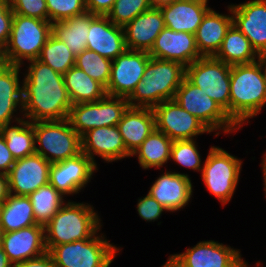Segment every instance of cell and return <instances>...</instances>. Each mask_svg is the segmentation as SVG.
I'll use <instances>...</instances> for the list:
<instances>
[{"label":"cell","mask_w":266,"mask_h":267,"mask_svg":"<svg viewBox=\"0 0 266 267\" xmlns=\"http://www.w3.org/2000/svg\"><path fill=\"white\" fill-rule=\"evenodd\" d=\"M197 139L192 140H174L171 147L170 161L188 168L194 172H202L204 161L201 160V154L198 151Z\"/></svg>","instance_id":"8d00e7d4"},{"label":"cell","mask_w":266,"mask_h":267,"mask_svg":"<svg viewBox=\"0 0 266 267\" xmlns=\"http://www.w3.org/2000/svg\"><path fill=\"white\" fill-rule=\"evenodd\" d=\"M171 267H249L240 249L215 240H204L182 253L171 254Z\"/></svg>","instance_id":"7c38bea8"},{"label":"cell","mask_w":266,"mask_h":267,"mask_svg":"<svg viewBox=\"0 0 266 267\" xmlns=\"http://www.w3.org/2000/svg\"><path fill=\"white\" fill-rule=\"evenodd\" d=\"M231 65L214 56H201L186 66V78L217 102L230 118Z\"/></svg>","instance_id":"30bf717a"},{"label":"cell","mask_w":266,"mask_h":267,"mask_svg":"<svg viewBox=\"0 0 266 267\" xmlns=\"http://www.w3.org/2000/svg\"><path fill=\"white\" fill-rule=\"evenodd\" d=\"M261 168H262V173H263V185H264V192H265V198H266V157H263V159H261Z\"/></svg>","instance_id":"f907efd6"},{"label":"cell","mask_w":266,"mask_h":267,"mask_svg":"<svg viewBox=\"0 0 266 267\" xmlns=\"http://www.w3.org/2000/svg\"><path fill=\"white\" fill-rule=\"evenodd\" d=\"M165 172V173H164ZM149 188L148 194L168 212H177L189 204L193 196L192 180L186 173L164 171Z\"/></svg>","instance_id":"e0dca14e"},{"label":"cell","mask_w":266,"mask_h":267,"mask_svg":"<svg viewBox=\"0 0 266 267\" xmlns=\"http://www.w3.org/2000/svg\"><path fill=\"white\" fill-rule=\"evenodd\" d=\"M3 230H2V228H1V226H0V247H1V243H2V238H3Z\"/></svg>","instance_id":"f5cc1de1"},{"label":"cell","mask_w":266,"mask_h":267,"mask_svg":"<svg viewBox=\"0 0 266 267\" xmlns=\"http://www.w3.org/2000/svg\"><path fill=\"white\" fill-rule=\"evenodd\" d=\"M14 163L15 159L7 148L6 142L0 133V173L7 174Z\"/></svg>","instance_id":"ee69618b"},{"label":"cell","mask_w":266,"mask_h":267,"mask_svg":"<svg viewBox=\"0 0 266 267\" xmlns=\"http://www.w3.org/2000/svg\"><path fill=\"white\" fill-rule=\"evenodd\" d=\"M14 267H56L51 254L47 251L43 255L25 260Z\"/></svg>","instance_id":"f6af8a7d"},{"label":"cell","mask_w":266,"mask_h":267,"mask_svg":"<svg viewBox=\"0 0 266 267\" xmlns=\"http://www.w3.org/2000/svg\"><path fill=\"white\" fill-rule=\"evenodd\" d=\"M148 53L150 57L177 61L185 67L202 56L198 51L194 34L173 31L168 27L160 32Z\"/></svg>","instance_id":"ffe728a7"},{"label":"cell","mask_w":266,"mask_h":267,"mask_svg":"<svg viewBox=\"0 0 266 267\" xmlns=\"http://www.w3.org/2000/svg\"><path fill=\"white\" fill-rule=\"evenodd\" d=\"M6 60H5V57H4V50L2 48H0V69L6 65Z\"/></svg>","instance_id":"816d5d0a"},{"label":"cell","mask_w":266,"mask_h":267,"mask_svg":"<svg viewBox=\"0 0 266 267\" xmlns=\"http://www.w3.org/2000/svg\"><path fill=\"white\" fill-rule=\"evenodd\" d=\"M28 197L32 203L36 223L43 226H45L67 202L65 196L57 191L51 184L39 187Z\"/></svg>","instance_id":"836d02e7"},{"label":"cell","mask_w":266,"mask_h":267,"mask_svg":"<svg viewBox=\"0 0 266 267\" xmlns=\"http://www.w3.org/2000/svg\"><path fill=\"white\" fill-rule=\"evenodd\" d=\"M49 163L40 154H32L15 160L7 173L11 194L29 196L39 187L49 184Z\"/></svg>","instance_id":"2e32d148"},{"label":"cell","mask_w":266,"mask_h":267,"mask_svg":"<svg viewBox=\"0 0 266 267\" xmlns=\"http://www.w3.org/2000/svg\"><path fill=\"white\" fill-rule=\"evenodd\" d=\"M129 107L127 98L106 95L96 102L72 105L68 120L82 137L93 128L117 126Z\"/></svg>","instance_id":"8fae6325"},{"label":"cell","mask_w":266,"mask_h":267,"mask_svg":"<svg viewBox=\"0 0 266 267\" xmlns=\"http://www.w3.org/2000/svg\"><path fill=\"white\" fill-rule=\"evenodd\" d=\"M48 21L52 24L87 11L86 0H46Z\"/></svg>","instance_id":"f35d334b"},{"label":"cell","mask_w":266,"mask_h":267,"mask_svg":"<svg viewBox=\"0 0 266 267\" xmlns=\"http://www.w3.org/2000/svg\"><path fill=\"white\" fill-rule=\"evenodd\" d=\"M23 73V114L29 122L67 119L72 103L63 74L36 59Z\"/></svg>","instance_id":"6da1fadb"},{"label":"cell","mask_w":266,"mask_h":267,"mask_svg":"<svg viewBox=\"0 0 266 267\" xmlns=\"http://www.w3.org/2000/svg\"><path fill=\"white\" fill-rule=\"evenodd\" d=\"M14 14L48 21L46 0H9Z\"/></svg>","instance_id":"ab89813d"},{"label":"cell","mask_w":266,"mask_h":267,"mask_svg":"<svg viewBox=\"0 0 266 267\" xmlns=\"http://www.w3.org/2000/svg\"><path fill=\"white\" fill-rule=\"evenodd\" d=\"M34 135L36 153L51 164L81 153V137L68 118L34 122Z\"/></svg>","instance_id":"ba28073f"},{"label":"cell","mask_w":266,"mask_h":267,"mask_svg":"<svg viewBox=\"0 0 266 267\" xmlns=\"http://www.w3.org/2000/svg\"><path fill=\"white\" fill-rule=\"evenodd\" d=\"M13 16L9 0H0V48L3 50L9 40Z\"/></svg>","instance_id":"b9f144b4"},{"label":"cell","mask_w":266,"mask_h":267,"mask_svg":"<svg viewBox=\"0 0 266 267\" xmlns=\"http://www.w3.org/2000/svg\"><path fill=\"white\" fill-rule=\"evenodd\" d=\"M256 267H264V266H262V262L260 263V261H257L256 262ZM266 267V266H265Z\"/></svg>","instance_id":"db71d44e"},{"label":"cell","mask_w":266,"mask_h":267,"mask_svg":"<svg viewBox=\"0 0 266 267\" xmlns=\"http://www.w3.org/2000/svg\"><path fill=\"white\" fill-rule=\"evenodd\" d=\"M150 55L147 51L126 50L112 61L106 94L128 98L142 80Z\"/></svg>","instance_id":"5bb4252c"},{"label":"cell","mask_w":266,"mask_h":267,"mask_svg":"<svg viewBox=\"0 0 266 267\" xmlns=\"http://www.w3.org/2000/svg\"><path fill=\"white\" fill-rule=\"evenodd\" d=\"M101 221L93 205L68 200L44 226L47 251L57 245L90 239L101 229Z\"/></svg>","instance_id":"277c9868"},{"label":"cell","mask_w":266,"mask_h":267,"mask_svg":"<svg viewBox=\"0 0 266 267\" xmlns=\"http://www.w3.org/2000/svg\"><path fill=\"white\" fill-rule=\"evenodd\" d=\"M81 152L97 166L95 156L111 163L130 158L117 126L93 128L81 137Z\"/></svg>","instance_id":"d6986e66"},{"label":"cell","mask_w":266,"mask_h":267,"mask_svg":"<svg viewBox=\"0 0 266 267\" xmlns=\"http://www.w3.org/2000/svg\"><path fill=\"white\" fill-rule=\"evenodd\" d=\"M32 203L28 196L11 194L0 205V226L3 232L36 225Z\"/></svg>","instance_id":"1f68e13d"},{"label":"cell","mask_w":266,"mask_h":267,"mask_svg":"<svg viewBox=\"0 0 266 267\" xmlns=\"http://www.w3.org/2000/svg\"><path fill=\"white\" fill-rule=\"evenodd\" d=\"M98 169V166L81 152L73 158L52 163L49 170V184L66 198L74 196L87 187Z\"/></svg>","instance_id":"9a60e30c"},{"label":"cell","mask_w":266,"mask_h":267,"mask_svg":"<svg viewBox=\"0 0 266 267\" xmlns=\"http://www.w3.org/2000/svg\"><path fill=\"white\" fill-rule=\"evenodd\" d=\"M233 25L250 41L258 54L266 53V0L230 4Z\"/></svg>","instance_id":"ac0fdd59"},{"label":"cell","mask_w":266,"mask_h":267,"mask_svg":"<svg viewBox=\"0 0 266 267\" xmlns=\"http://www.w3.org/2000/svg\"><path fill=\"white\" fill-rule=\"evenodd\" d=\"M174 100L188 113L201 120L212 133L215 132V137L222 132L226 135V133L232 134L241 130L217 102L193 85L186 77L177 89Z\"/></svg>","instance_id":"9c48e42d"},{"label":"cell","mask_w":266,"mask_h":267,"mask_svg":"<svg viewBox=\"0 0 266 267\" xmlns=\"http://www.w3.org/2000/svg\"><path fill=\"white\" fill-rule=\"evenodd\" d=\"M17 125L12 123L0 127L7 148L15 160L35 154L34 122L22 118Z\"/></svg>","instance_id":"d6a6232c"},{"label":"cell","mask_w":266,"mask_h":267,"mask_svg":"<svg viewBox=\"0 0 266 267\" xmlns=\"http://www.w3.org/2000/svg\"><path fill=\"white\" fill-rule=\"evenodd\" d=\"M258 55L247 37L232 24L214 57L226 64L236 65L253 63Z\"/></svg>","instance_id":"4dcf8cb0"},{"label":"cell","mask_w":266,"mask_h":267,"mask_svg":"<svg viewBox=\"0 0 266 267\" xmlns=\"http://www.w3.org/2000/svg\"><path fill=\"white\" fill-rule=\"evenodd\" d=\"M230 86V119L241 129L266 107V84L259 63L231 65Z\"/></svg>","instance_id":"7a4b0ae2"},{"label":"cell","mask_w":266,"mask_h":267,"mask_svg":"<svg viewBox=\"0 0 266 267\" xmlns=\"http://www.w3.org/2000/svg\"><path fill=\"white\" fill-rule=\"evenodd\" d=\"M256 61L260 65V69L262 71V75L266 84V53L259 54L258 59Z\"/></svg>","instance_id":"7dc6e473"},{"label":"cell","mask_w":266,"mask_h":267,"mask_svg":"<svg viewBox=\"0 0 266 267\" xmlns=\"http://www.w3.org/2000/svg\"><path fill=\"white\" fill-rule=\"evenodd\" d=\"M116 0H86V9L92 14L108 15Z\"/></svg>","instance_id":"7bdbcfd3"},{"label":"cell","mask_w":266,"mask_h":267,"mask_svg":"<svg viewBox=\"0 0 266 267\" xmlns=\"http://www.w3.org/2000/svg\"><path fill=\"white\" fill-rule=\"evenodd\" d=\"M164 28L160 8L151 7L123 27L127 49L149 52Z\"/></svg>","instance_id":"cb8c5ba5"},{"label":"cell","mask_w":266,"mask_h":267,"mask_svg":"<svg viewBox=\"0 0 266 267\" xmlns=\"http://www.w3.org/2000/svg\"><path fill=\"white\" fill-rule=\"evenodd\" d=\"M87 50L113 61L127 50L123 27L111 22L107 15H96L90 22Z\"/></svg>","instance_id":"7402d4cb"},{"label":"cell","mask_w":266,"mask_h":267,"mask_svg":"<svg viewBox=\"0 0 266 267\" xmlns=\"http://www.w3.org/2000/svg\"><path fill=\"white\" fill-rule=\"evenodd\" d=\"M0 267H14L2 247H0Z\"/></svg>","instance_id":"681fc988"},{"label":"cell","mask_w":266,"mask_h":267,"mask_svg":"<svg viewBox=\"0 0 266 267\" xmlns=\"http://www.w3.org/2000/svg\"><path fill=\"white\" fill-rule=\"evenodd\" d=\"M138 215L145 222H154L161 218L163 212L167 211L156 199L151 197L148 193L146 196L138 198L137 203Z\"/></svg>","instance_id":"60d3db41"},{"label":"cell","mask_w":266,"mask_h":267,"mask_svg":"<svg viewBox=\"0 0 266 267\" xmlns=\"http://www.w3.org/2000/svg\"><path fill=\"white\" fill-rule=\"evenodd\" d=\"M186 76V67L177 61L150 57L142 80L127 98L130 107L154 108L174 99Z\"/></svg>","instance_id":"3957f363"},{"label":"cell","mask_w":266,"mask_h":267,"mask_svg":"<svg viewBox=\"0 0 266 267\" xmlns=\"http://www.w3.org/2000/svg\"><path fill=\"white\" fill-rule=\"evenodd\" d=\"M209 0H178L160 7L165 27L177 32L196 34L206 13Z\"/></svg>","instance_id":"d4e9b609"},{"label":"cell","mask_w":266,"mask_h":267,"mask_svg":"<svg viewBox=\"0 0 266 267\" xmlns=\"http://www.w3.org/2000/svg\"><path fill=\"white\" fill-rule=\"evenodd\" d=\"M172 144L173 140L155 128L131 157L136 156L140 167L144 170L159 169L170 160Z\"/></svg>","instance_id":"f546056e"},{"label":"cell","mask_w":266,"mask_h":267,"mask_svg":"<svg viewBox=\"0 0 266 267\" xmlns=\"http://www.w3.org/2000/svg\"><path fill=\"white\" fill-rule=\"evenodd\" d=\"M101 230L90 239L54 246L49 253L55 266L110 267L122 248L110 243Z\"/></svg>","instance_id":"8992f818"},{"label":"cell","mask_w":266,"mask_h":267,"mask_svg":"<svg viewBox=\"0 0 266 267\" xmlns=\"http://www.w3.org/2000/svg\"><path fill=\"white\" fill-rule=\"evenodd\" d=\"M150 8L148 0H116L107 16L114 24L124 27Z\"/></svg>","instance_id":"74e56055"},{"label":"cell","mask_w":266,"mask_h":267,"mask_svg":"<svg viewBox=\"0 0 266 267\" xmlns=\"http://www.w3.org/2000/svg\"><path fill=\"white\" fill-rule=\"evenodd\" d=\"M51 34V22L14 14L9 40L4 48L6 63L22 67L26 62L38 59Z\"/></svg>","instance_id":"5b68a950"},{"label":"cell","mask_w":266,"mask_h":267,"mask_svg":"<svg viewBox=\"0 0 266 267\" xmlns=\"http://www.w3.org/2000/svg\"><path fill=\"white\" fill-rule=\"evenodd\" d=\"M204 161L201 179L209 193L225 206L238 186L243 161L219 146H211Z\"/></svg>","instance_id":"52a82bcc"},{"label":"cell","mask_w":266,"mask_h":267,"mask_svg":"<svg viewBox=\"0 0 266 267\" xmlns=\"http://www.w3.org/2000/svg\"><path fill=\"white\" fill-rule=\"evenodd\" d=\"M161 267H171L167 262L165 264L161 265Z\"/></svg>","instance_id":"11a10c76"},{"label":"cell","mask_w":266,"mask_h":267,"mask_svg":"<svg viewBox=\"0 0 266 267\" xmlns=\"http://www.w3.org/2000/svg\"><path fill=\"white\" fill-rule=\"evenodd\" d=\"M8 177L5 173H0V205L9 197Z\"/></svg>","instance_id":"bcb514c9"},{"label":"cell","mask_w":266,"mask_h":267,"mask_svg":"<svg viewBox=\"0 0 266 267\" xmlns=\"http://www.w3.org/2000/svg\"><path fill=\"white\" fill-rule=\"evenodd\" d=\"M153 111L156 129L173 141L192 140L211 133L201 120L184 110L174 99L158 104Z\"/></svg>","instance_id":"4fadbf2b"},{"label":"cell","mask_w":266,"mask_h":267,"mask_svg":"<svg viewBox=\"0 0 266 267\" xmlns=\"http://www.w3.org/2000/svg\"><path fill=\"white\" fill-rule=\"evenodd\" d=\"M175 1H178V0H148L150 6L152 8H160L162 6L172 4Z\"/></svg>","instance_id":"c3c4849f"},{"label":"cell","mask_w":266,"mask_h":267,"mask_svg":"<svg viewBox=\"0 0 266 267\" xmlns=\"http://www.w3.org/2000/svg\"><path fill=\"white\" fill-rule=\"evenodd\" d=\"M75 66L84 71L92 79L98 81L105 88L107 87L110 75L112 61L92 50H84L75 58Z\"/></svg>","instance_id":"d590c367"},{"label":"cell","mask_w":266,"mask_h":267,"mask_svg":"<svg viewBox=\"0 0 266 267\" xmlns=\"http://www.w3.org/2000/svg\"><path fill=\"white\" fill-rule=\"evenodd\" d=\"M75 58L66 44L51 34L41 49L38 60L50 66L54 71L65 74L75 66Z\"/></svg>","instance_id":"e575fe53"},{"label":"cell","mask_w":266,"mask_h":267,"mask_svg":"<svg viewBox=\"0 0 266 267\" xmlns=\"http://www.w3.org/2000/svg\"><path fill=\"white\" fill-rule=\"evenodd\" d=\"M96 16L89 11L52 24V34L64 42L73 55L87 49V36L91 20Z\"/></svg>","instance_id":"83f0119b"},{"label":"cell","mask_w":266,"mask_h":267,"mask_svg":"<svg viewBox=\"0 0 266 267\" xmlns=\"http://www.w3.org/2000/svg\"><path fill=\"white\" fill-rule=\"evenodd\" d=\"M228 15L211 8L203 18L195 34L196 45L202 56H214L220 49L227 31L233 24L231 6Z\"/></svg>","instance_id":"484cf974"},{"label":"cell","mask_w":266,"mask_h":267,"mask_svg":"<svg viewBox=\"0 0 266 267\" xmlns=\"http://www.w3.org/2000/svg\"><path fill=\"white\" fill-rule=\"evenodd\" d=\"M1 247L13 265L39 257L47 252L44 226L36 224L4 232Z\"/></svg>","instance_id":"44dd1931"},{"label":"cell","mask_w":266,"mask_h":267,"mask_svg":"<svg viewBox=\"0 0 266 267\" xmlns=\"http://www.w3.org/2000/svg\"><path fill=\"white\" fill-rule=\"evenodd\" d=\"M63 79L72 105L96 102L107 95L102 84L76 66L63 74Z\"/></svg>","instance_id":"f1b7e54d"},{"label":"cell","mask_w":266,"mask_h":267,"mask_svg":"<svg viewBox=\"0 0 266 267\" xmlns=\"http://www.w3.org/2000/svg\"><path fill=\"white\" fill-rule=\"evenodd\" d=\"M117 127L127 151L132 155L156 128L153 108L129 107Z\"/></svg>","instance_id":"4316f807"},{"label":"cell","mask_w":266,"mask_h":267,"mask_svg":"<svg viewBox=\"0 0 266 267\" xmlns=\"http://www.w3.org/2000/svg\"><path fill=\"white\" fill-rule=\"evenodd\" d=\"M21 68L6 64L0 69V127L13 122L17 124L18 120L24 118L23 81L19 79L23 73L20 72Z\"/></svg>","instance_id":"603a6c76"}]
</instances>
